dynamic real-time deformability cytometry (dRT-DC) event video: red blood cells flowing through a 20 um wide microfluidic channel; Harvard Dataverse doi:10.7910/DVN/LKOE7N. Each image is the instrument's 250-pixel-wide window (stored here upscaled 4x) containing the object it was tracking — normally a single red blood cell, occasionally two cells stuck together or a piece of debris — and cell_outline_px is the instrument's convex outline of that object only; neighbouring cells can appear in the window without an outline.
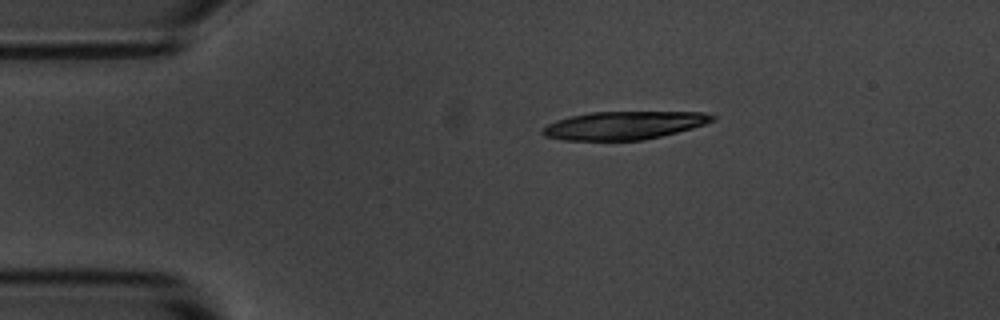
{"species": "common noctule bat (a hibernating species)", "species_latin": "Nyctalus noctula", "temperature_condition": "room temperature", "stored_images_in_passage": 2, "camera_frame_rate_fps": 3000, "um_per_image_px": 0.085, "animal": {"sex": "male", "body_mass_g": 20.1, "forearm_length_mm": 53.5}, "frame": {"image": 1, "passage_image": 1, "time_ms": 0.0, "image_size_px": [1000, 320], "cell_outline_px": [[716, 120], [692, 128], [644, 140], [564, 140], [544, 136], [540, 132], [548, 124], [556, 120], [572, 116], [592, 112], [704, 112], [716, 116]], "centroid_in_image_um": [53.04, 10.65], "position_along_channel_um": 32.0, "area_um2": 27.63}}